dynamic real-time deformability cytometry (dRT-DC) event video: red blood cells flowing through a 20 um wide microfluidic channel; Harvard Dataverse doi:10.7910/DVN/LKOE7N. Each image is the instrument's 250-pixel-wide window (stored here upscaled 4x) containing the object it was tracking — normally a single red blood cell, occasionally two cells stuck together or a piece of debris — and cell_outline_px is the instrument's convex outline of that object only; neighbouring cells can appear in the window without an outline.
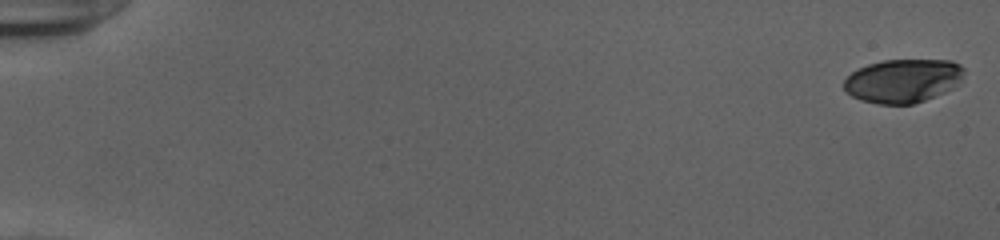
{"species": "human", "species_latin": "Homo sapiens", "temperature_condition": "cold", "stored_images_in_passage": 53, "camera_frame_rate_fps": 3000, "um_per_image_px": 0.085, "donor": {"sex": "female"}, "frame": {"image": 1, "passage_image": 1, "time_ms": 0.0, "image_size_px": [1000, 240], "cell_outline_px": [[964, 76], [960, 84], [944, 92], [924, 100], [912, 104], [876, 104], [860, 100], [852, 96], [844, 88], [844, 80], [852, 72], [868, 64], [884, 60], [952, 60], [960, 64], [964, 68]], "centroid_in_image_um": [76.78, 6.86], "position_along_channel_um": 8.2, "area_um2": 30.63}}
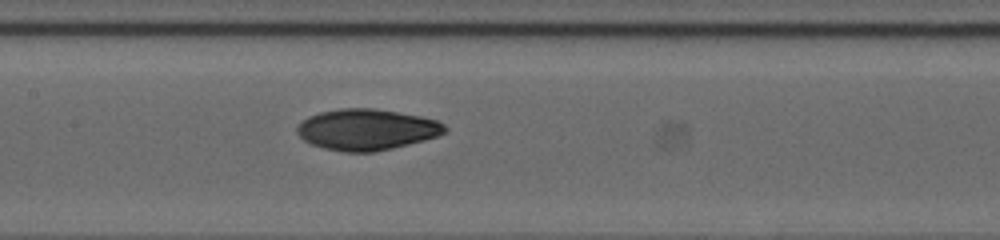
{"frame": {"image": 2, "passage_image": 28, "time_ms": 9.0, "image_size_px": [1000, 240], "cell_outline_px": [[448, 132], [424, 140], [376, 152], [344, 152], [324, 148], [312, 144], [304, 140], [296, 132], [296, 128], [308, 116], [320, 112], [340, 108], [372, 108], [420, 116], [436, 120], [444, 124], [448, 128]], "centroid_in_image_um": [31.17, 11.01], "position_along_channel_um": 176.2, "area_um2": 35.26}}
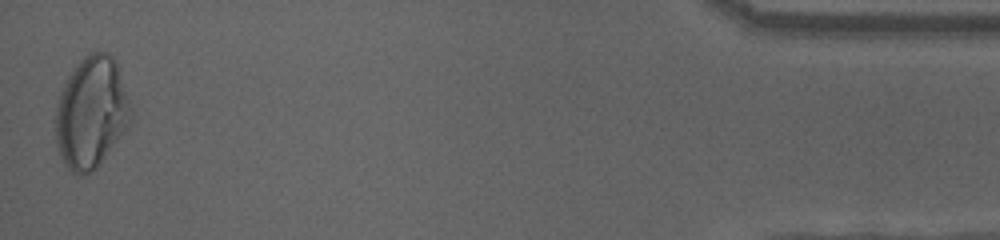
{"frame": {"image": 3, "passage_image": 53, "time_ms": 17.333, "image_size_px": [1000, 240], "cell_outline_px": [[132, 120], [100, 164], [92, 172], [84, 176], [76, 176], [64, 164], [60, 156], [56, 144], [56, 108], [60, 92], [68, 76], [80, 60], [84, 56], [92, 52], [108, 52], [116, 60], [132, 108]], "centroid_in_image_um": [7.77, 9.59], "position_along_channel_um": 427.4, "area_um2": 49.07}, "authors_computed_cell_mechanics": {"area_um2": 34.5066, "velocity_mm_per_s": 3.9475, "shape_relaxation_time_tau1_ms": 10.5568, "shape_relaxation_time_tau2_ms": 2.0512, "deformation_change_tau1": 0.2993, "deformation_change_tau2": 0.0542}}